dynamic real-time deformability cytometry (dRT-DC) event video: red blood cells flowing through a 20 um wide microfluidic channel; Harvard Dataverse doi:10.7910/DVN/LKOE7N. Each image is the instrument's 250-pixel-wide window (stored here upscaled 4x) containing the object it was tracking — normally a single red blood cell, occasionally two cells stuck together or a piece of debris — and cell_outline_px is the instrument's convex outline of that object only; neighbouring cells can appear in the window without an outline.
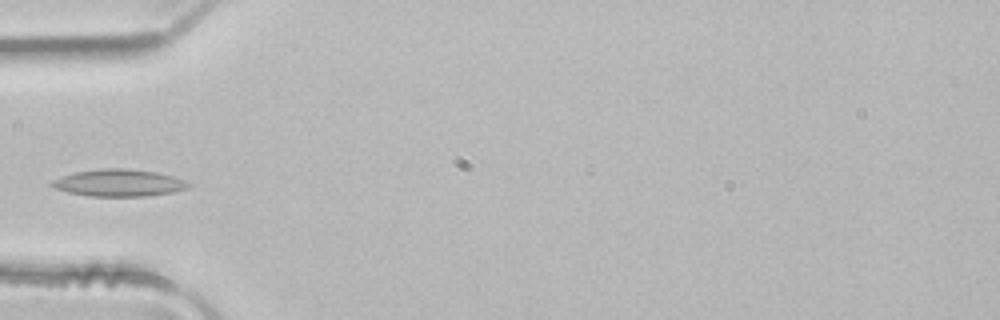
{"species": "common noctule bat (a hibernating species)", "species_latin": "Nyctalus noctula", "temperature_condition": "room temperature", "stored_images_in_passage": 3, "camera_frame_rate_fps": 3000, "um_per_image_px": 0.085, "animal": {"sex": "male", "body_mass_g": 21.5, "forearm_length_mm": 52.0}, "frame": {"image": 1, "passage_image": 3, "time_ms": 0.667, "image_size_px": [1000, 320], "cell_outline_px": [[192, 184], [188, 188], [176, 192], [148, 196], [88, 196], [68, 192], [56, 188], [48, 184], [52, 180], [60, 176], [76, 172], [100, 168], [128, 168], [156, 172], [172, 176], [184, 180]], "centroid_in_image_um": [10.11, 15.54], "position_along_channel_um": 74.9, "area_um2": 21.73}}